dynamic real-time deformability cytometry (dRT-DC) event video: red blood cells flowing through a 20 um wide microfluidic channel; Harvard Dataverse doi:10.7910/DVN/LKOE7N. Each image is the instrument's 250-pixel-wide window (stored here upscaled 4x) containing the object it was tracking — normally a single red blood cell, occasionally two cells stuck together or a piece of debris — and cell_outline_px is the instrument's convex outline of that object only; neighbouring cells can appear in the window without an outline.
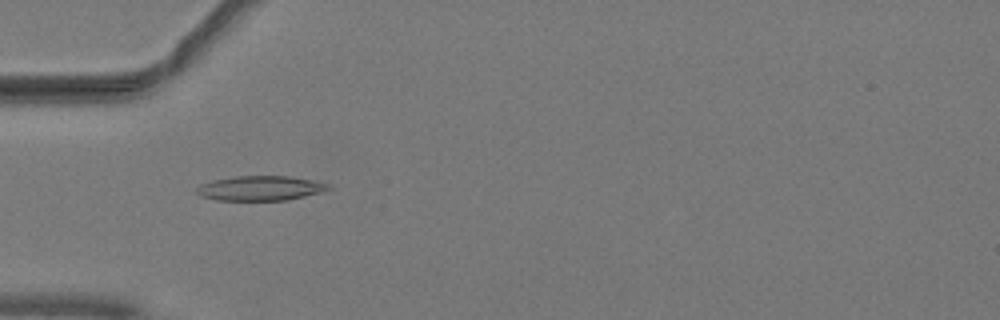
{"species": "common noctule bat (a hibernating species)", "species_latin": "Nyctalus noctula", "temperature_condition": "warm", "stored_images_in_passage": 51, "camera_frame_rate_fps": 3000, "um_per_image_px": 0.085, "animal": {"sex": "male", "body_mass_g": 19.2, "forearm_length_mm": 51.8}, "frame": {"image": 1, "passage_image": 17, "time_ms": 5.333, "image_size_px": [1000, 320], "cell_outline_px": [[332, 188], [320, 192], [288, 200], [216, 200], [200, 196], [196, 192], [196, 188], [200, 184], [212, 180], [232, 176], [288, 176], [312, 180], [332, 184]], "centroid_in_image_um": [22.11, 15.99], "position_along_channel_um": 62.9, "area_um2": 19.07}}
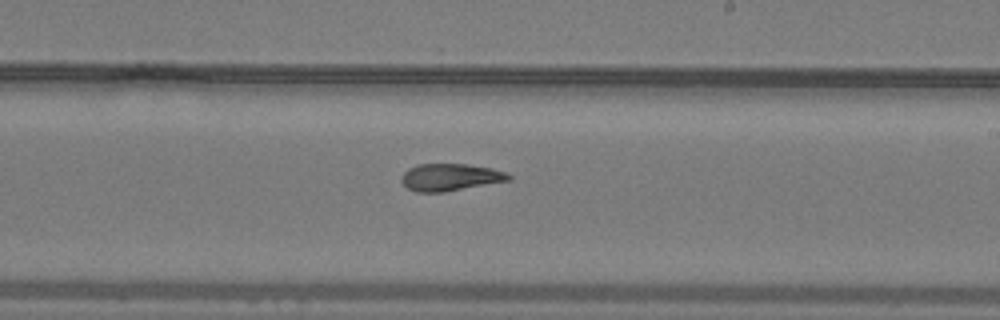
{"frame": {"image": 2, "passage_image": 31, "time_ms": 10.0, "image_size_px": [1000, 320], "cell_outline_px": [[512, 180], [444, 192], [416, 192], [408, 188], [400, 180], [400, 176], [408, 168], [416, 164], [468, 164], [492, 168], [504, 172], [512, 176]], "centroid_in_image_um": [38.26, 15.06], "position_along_channel_um": 250.7, "area_um2": 17.11}}
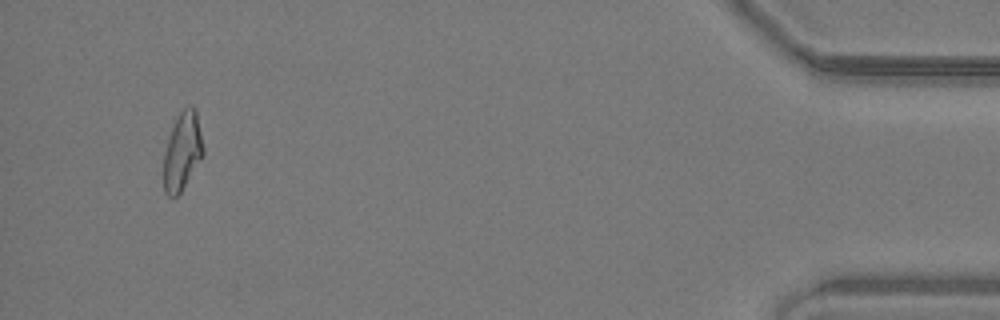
{"frame": {"image": 3, "passage_image": 49, "time_ms": 16.0, "image_size_px": [1000, 320], "cell_outline_px": [[204, 156], [180, 192], [176, 196], [168, 196], [164, 192], [164, 152], [172, 128], [180, 112], [184, 108], [192, 104], [196, 108], [204, 148]], "centroid_in_image_um": [15.53, 12.85], "position_along_channel_um": 419.7, "area_um2": 17.92}, "authors_computed_cell_mechanics": {"area_um2": 18.0914, "velocity_mm_per_s": 4.0596, "shape_relaxation_time_tau1_ms": null, "shape_relaxation_time_tau2_ms": 2.7955, "deformation_change_tau1": null, "deformation_change_tau2": 0.0969}}